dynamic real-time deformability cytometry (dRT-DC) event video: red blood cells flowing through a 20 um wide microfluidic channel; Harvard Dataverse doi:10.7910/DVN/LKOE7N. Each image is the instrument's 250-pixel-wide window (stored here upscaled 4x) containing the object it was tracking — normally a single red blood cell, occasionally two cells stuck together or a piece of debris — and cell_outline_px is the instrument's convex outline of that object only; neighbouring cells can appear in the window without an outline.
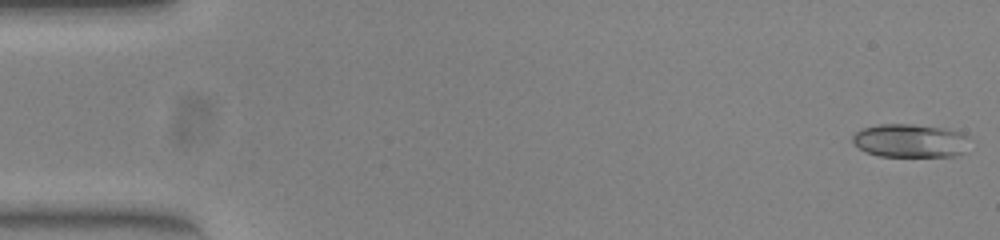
{"species": "common noctule bat (a hibernating species)", "species_latin": "Nyctalus noctula", "temperature_condition": "warm", "stored_images_in_passage": 52, "camera_frame_rate_fps": 3000, "um_per_image_px": 0.085, "animal": {"sex": "female", "body_mass_g": 23.0, "forearm_length_mm": 53.4}, "frame": {"image": 1, "passage_image": 1, "time_ms": 0.0, "image_size_px": [1000, 240], "cell_outline_px": [[968, 136], [964, 152], [956, 156], [880, 156], [868, 152], [860, 148], [852, 140], [852, 136], [856, 132], [864, 128], [880, 124], [912, 124], [944, 128], [964, 132]], "centroid_in_image_um": [77.39, 11.95], "position_along_channel_um": 7.6, "area_um2": 22.66}}
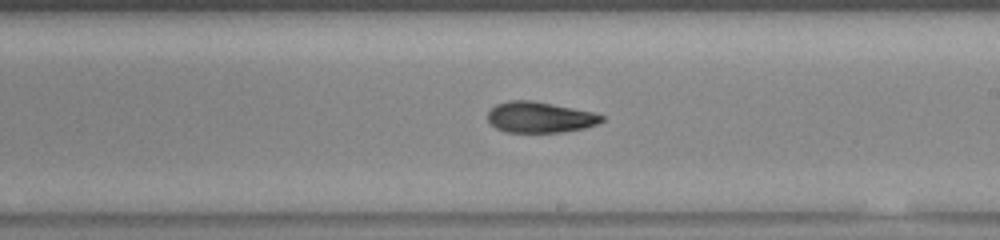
{"frame": {"image": 2, "passage_image": 30, "time_ms": 9.667, "image_size_px": [1000, 240], "cell_outline_px": [[604, 120], [596, 124], [584, 128], [560, 132], [508, 132], [496, 128], [488, 120], [488, 112], [496, 104], [512, 100], [532, 100], [592, 112], [604, 116]], "centroid_in_image_um": [45.88, 9.96], "position_along_channel_um": 243.1, "area_um2": 20.23}}
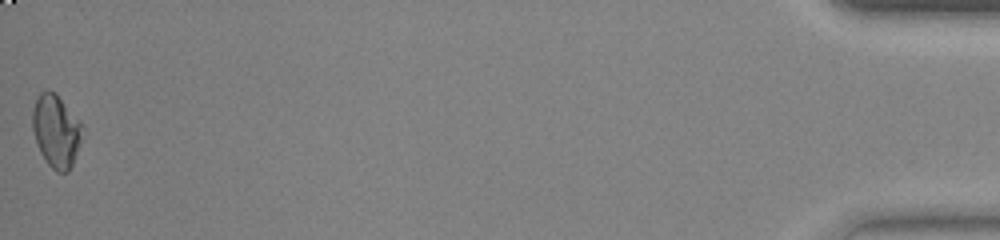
{"frame": {"image": 3, "passage_image": 52, "time_ms": 17.0, "image_size_px": [1000, 240], "cell_outline_px": [[80, 140], [72, 164], [68, 172], [56, 172], [48, 164], [40, 152], [32, 128], [32, 108], [40, 92], [56, 92], [80, 120]], "centroid_in_image_um": [4.74, 11.12], "position_along_channel_um": 430.5, "area_um2": 20.69}, "authors_computed_cell_mechanics": {"area_um2": 20.9236, "velocity_mm_per_s": 3.9255, "shape_relaxation_time_tau1_ms": 7.6004, "shape_relaxation_time_tau2_ms": 2.1815, "deformation_change_tau1": 0.2478, "deformation_change_tau2": 0.0785}}